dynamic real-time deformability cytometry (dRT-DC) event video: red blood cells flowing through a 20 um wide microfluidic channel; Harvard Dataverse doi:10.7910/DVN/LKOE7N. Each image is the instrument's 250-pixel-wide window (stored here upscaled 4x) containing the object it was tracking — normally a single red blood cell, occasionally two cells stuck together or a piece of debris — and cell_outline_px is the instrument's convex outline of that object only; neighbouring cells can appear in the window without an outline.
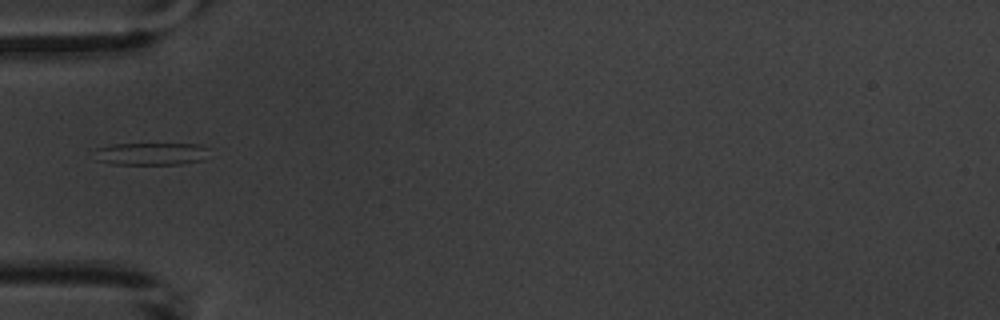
{"species": "common noctule bat (a hibernating species)", "species_latin": "Nyctalus noctula", "temperature_condition": "warm", "stored_images_in_passage": 5, "camera_frame_rate_fps": 3000, "um_per_image_px": 0.085, "animal": {"sex": "male", "body_mass_g": 20.1, "forearm_length_mm": 53.5}, "frame": {"image": 1, "passage_image": 5, "time_ms": 5.667, "image_size_px": [1000, 320], "cell_outline_px": [[212, 148], [204, 160], [180, 164], [112, 164], [96, 160], [96, 148], [112, 144], [200, 144]], "centroid_in_image_um": [12.92, 13.07], "position_along_channel_um": 72.1, "area_um2": 15.2}}